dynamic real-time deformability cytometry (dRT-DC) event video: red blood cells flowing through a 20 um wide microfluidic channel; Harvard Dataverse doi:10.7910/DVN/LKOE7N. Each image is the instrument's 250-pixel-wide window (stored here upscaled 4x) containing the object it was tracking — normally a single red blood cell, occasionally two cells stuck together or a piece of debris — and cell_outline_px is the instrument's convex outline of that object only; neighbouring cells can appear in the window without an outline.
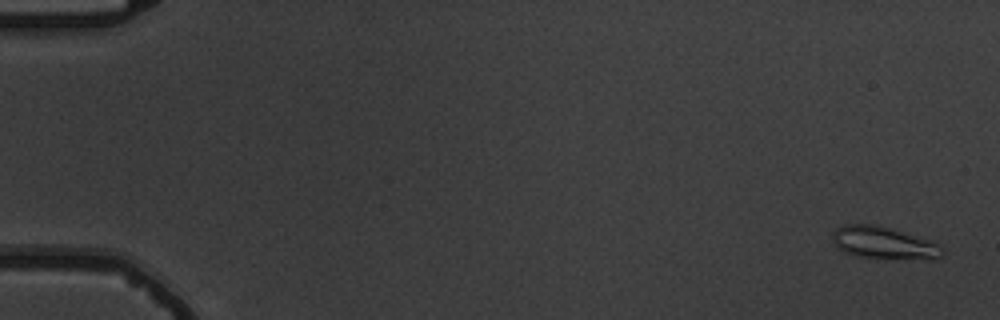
{"species": "common noctule bat (a hibernating species)", "species_latin": "Nyctalus noctula", "temperature_condition": "warm", "stored_images_in_passage": 7, "camera_frame_rate_fps": 3000, "um_per_image_px": 0.085, "animal": {"sex": "male", "body_mass_g": 19.5, "forearm_length_mm": 54.6}, "frame": {"image": 1, "passage_image": 1, "time_ms": 0.0, "image_size_px": [1000, 320], "cell_outline_px": [[944, 252], [936, 260], [860, 256], [844, 252], [836, 248], [832, 240], [832, 232], [836, 228], [844, 224], [872, 224], [888, 228], [932, 240]], "centroid_in_image_um": [75.09, 20.64], "position_along_channel_um": 9.9, "area_um2": 20.46}}
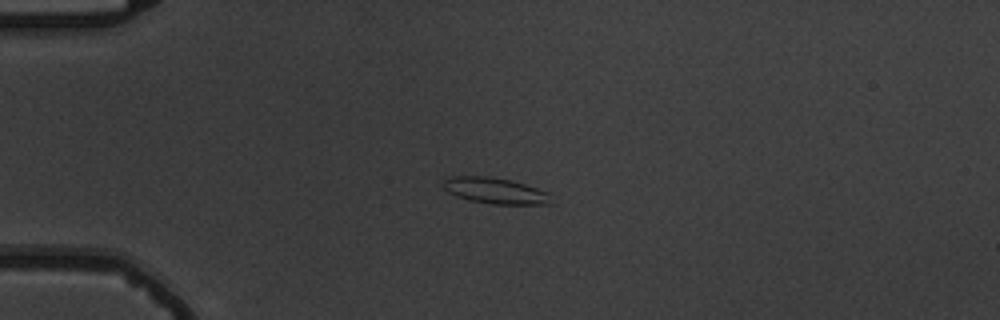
{"frame": {"image": 2, "passage_image": 5, "time_ms": 4.333, "image_size_px": [1000, 320], "cell_outline_px": [[552, 204], [492, 204], [468, 200], [456, 196], [448, 192], [440, 184], [444, 180], [452, 176], [488, 176], [512, 180], [548, 192]], "centroid_in_image_um": [42.05, 16.21], "position_along_channel_um": 42.9, "area_um2": 16.42}}
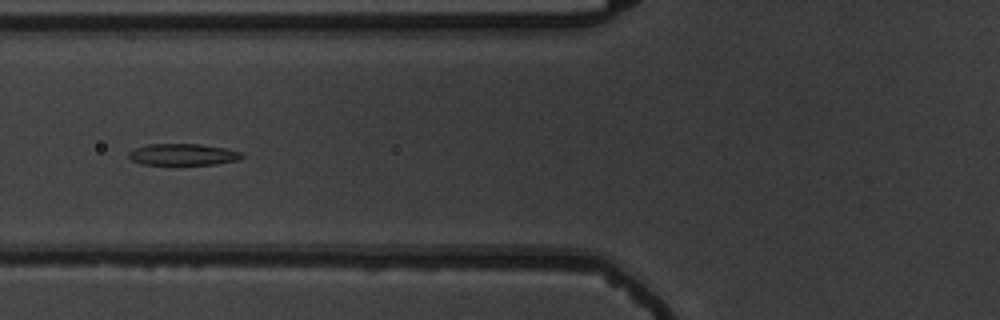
{"frame": {"image": 3, "passage_image": 7, "time_ms": 7.0, "image_size_px": [1000, 320], "cell_outline_px": [[244, 156], [236, 160], [216, 164], [176, 168], [140, 164], [132, 160], [128, 156], [128, 152], [132, 148], [148, 144], [200, 144], [224, 148], [240, 152]], "centroid_in_image_um": [15.46, 13.19], "position_along_channel_um": 110.3, "area_um2": 15.2}}